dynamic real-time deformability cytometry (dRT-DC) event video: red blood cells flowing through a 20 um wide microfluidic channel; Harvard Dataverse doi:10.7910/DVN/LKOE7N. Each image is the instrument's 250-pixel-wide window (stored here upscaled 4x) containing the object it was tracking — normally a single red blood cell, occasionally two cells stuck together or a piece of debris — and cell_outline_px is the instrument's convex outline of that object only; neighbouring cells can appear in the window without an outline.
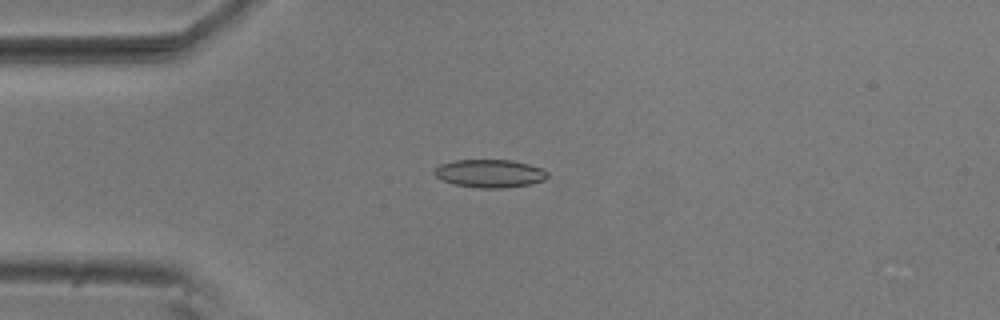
{"species": "common noctule bat (a hibernating species)", "species_latin": "Nyctalus noctula", "temperature_condition": "room temperature", "stored_images_in_passage": 55, "camera_frame_rate_fps": 3000, "um_per_image_px": 0.085, "animal": {"sex": "male", "body_mass_g": 20.5, "forearm_length_mm": 52.5}, "frame": {"image": 1, "passage_image": 14, "time_ms": 4.333, "image_size_px": [1000, 320], "cell_outline_px": [[548, 176], [544, 180], [532, 184], [504, 188], [476, 188], [452, 184], [436, 176], [432, 172], [440, 164], [456, 160], [512, 160], [544, 168], [548, 172]], "centroid_in_image_um": [41.66, 14.75], "position_along_channel_um": 43.3, "area_um2": 18.67}}
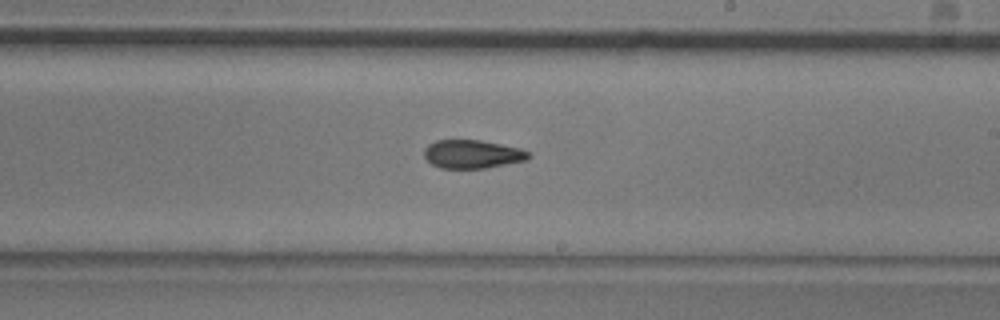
{"frame": {"image": 2, "passage_image": 32, "time_ms": 10.333, "image_size_px": [1000, 320], "cell_outline_px": [[532, 156], [528, 160], [484, 168], [440, 168], [432, 164], [424, 156], [424, 148], [428, 144], [436, 140], [480, 140], [520, 148], [532, 152]], "centroid_in_image_um": [40.18, 13.1], "position_along_channel_um": 248.8, "area_um2": 17.4}}
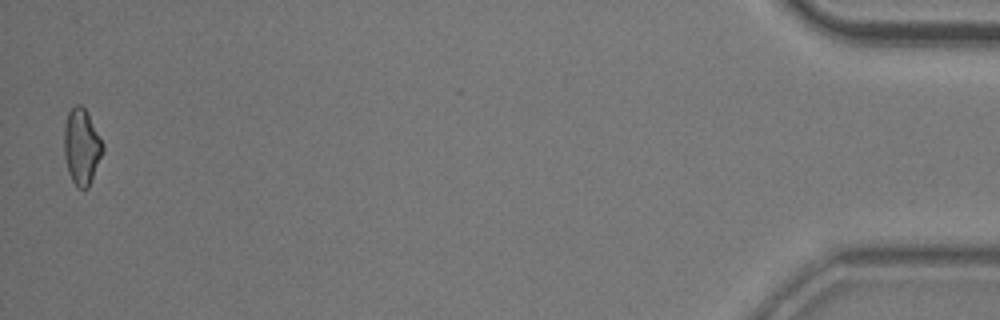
{"frame": {"image": 3, "passage_image": 54, "time_ms": 17.667, "image_size_px": [1000, 320], "cell_outline_px": [[104, 152], [88, 188], [76, 188], [68, 172], [64, 156], [64, 124], [68, 112], [76, 104], [80, 104], [84, 108], [104, 144]], "centroid_in_image_um": [6.93, 12.49], "position_along_channel_um": 428.3, "area_um2": 17.17}, "authors_computed_cell_mechanics": {"area_um2": 17.8602, "velocity_mm_per_s": 3.7218, "shape_relaxation_time_tau1_ms": 4.7313, "shape_relaxation_time_tau2_ms": 3.5515, "deformation_change_tau1": 0.1319, "deformation_change_tau2": 0.1101}}